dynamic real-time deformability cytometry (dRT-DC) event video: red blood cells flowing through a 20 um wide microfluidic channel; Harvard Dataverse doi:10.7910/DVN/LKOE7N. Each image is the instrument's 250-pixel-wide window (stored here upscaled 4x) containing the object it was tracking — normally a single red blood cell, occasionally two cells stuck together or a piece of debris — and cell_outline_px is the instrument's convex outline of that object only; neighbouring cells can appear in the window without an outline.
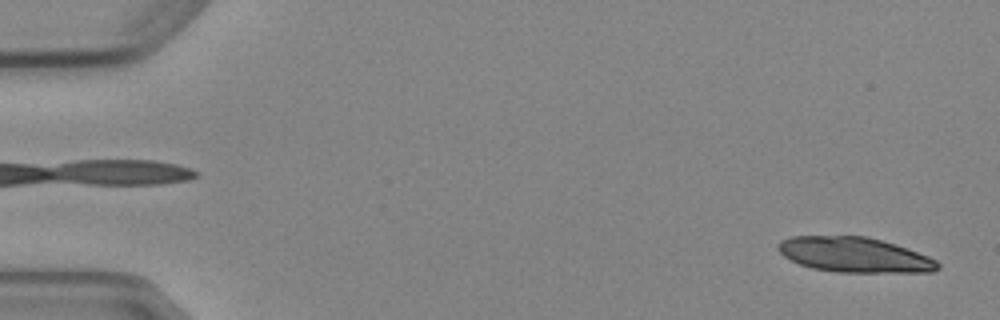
{"species": "Egyptian fruit bat (a non-hibernating species)", "species_latin": "Rousettus aegyptiacus", "temperature_condition": "cold", "stored_images_in_passage": 5, "segment_of_instrument_passage": [2, 2], "camera_frame_rate_fps": 3000, "um_per_image_px": 0.085, "animal": {"sex": "female"}, "frame": {"image": 1, "passage_image": 5, "time_ms": 4.667, "image_size_px": [1000, 320], "cell_outline_px": [[940, 268], [932, 272], [836, 272], [812, 268], [800, 264], [784, 256], [776, 248], [776, 244], [780, 240], [792, 236], [868, 236], [896, 244], [908, 248], [928, 256], [936, 260], [940, 264]], "centroid_in_image_um": [72.63, 21.65], "position_along_channel_um": 12.4, "area_um2": 32.77}}